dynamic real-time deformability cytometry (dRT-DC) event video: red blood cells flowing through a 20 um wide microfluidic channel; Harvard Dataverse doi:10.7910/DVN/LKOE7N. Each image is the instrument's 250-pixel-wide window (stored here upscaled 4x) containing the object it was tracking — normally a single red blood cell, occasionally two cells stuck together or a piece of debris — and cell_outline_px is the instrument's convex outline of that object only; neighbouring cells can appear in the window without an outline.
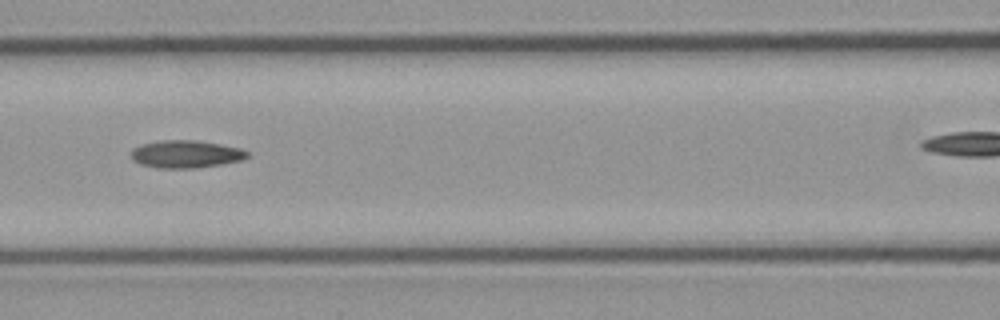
{"species": "common noctule bat (a hibernating species)", "species_latin": "Nyctalus noctula", "temperature_condition": "cold", "stored_images_in_passage": 8, "camera_frame_rate_fps": 3000, "um_per_image_px": 0.085, "animal": {"sex": "male", "body_mass_g": 23.1, "forearm_length_mm": 52.7}, "frame": {"image": 1, "passage_image": 5, "time_ms": 1.333, "image_size_px": [1000, 320], "cell_outline_px": [[248, 156], [244, 160], [196, 168], [160, 168], [140, 164], [132, 160], [132, 148], [144, 144], [160, 140], [196, 140], [220, 144], [240, 148], [248, 152]], "centroid_in_image_um": [15.81, 13.1], "position_along_channel_um": 150.8, "area_um2": 18.61}}
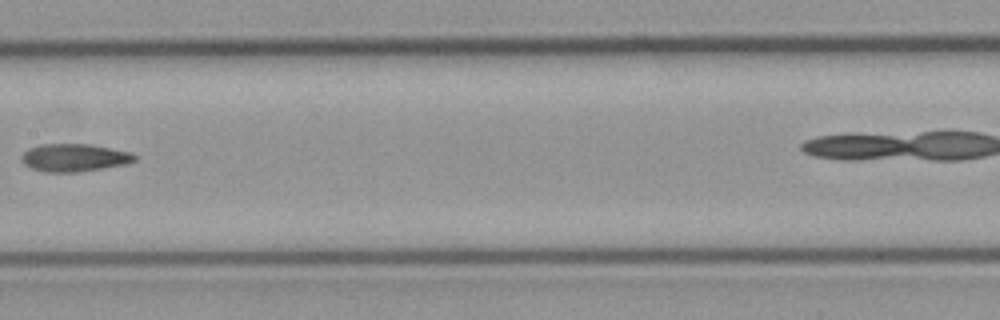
{"frame": {"image": 2, "passage_image": 6, "time_ms": 1.667, "image_size_px": [1000, 320], "cell_outline_px": [[136, 160], [128, 164], [76, 172], [44, 172], [32, 168], [24, 164], [20, 160], [20, 156], [28, 148], [40, 144], [88, 144], [132, 152], [136, 156]], "centroid_in_image_um": [6.29, 13.4], "position_along_channel_um": 201.1, "area_um2": 18.38}}
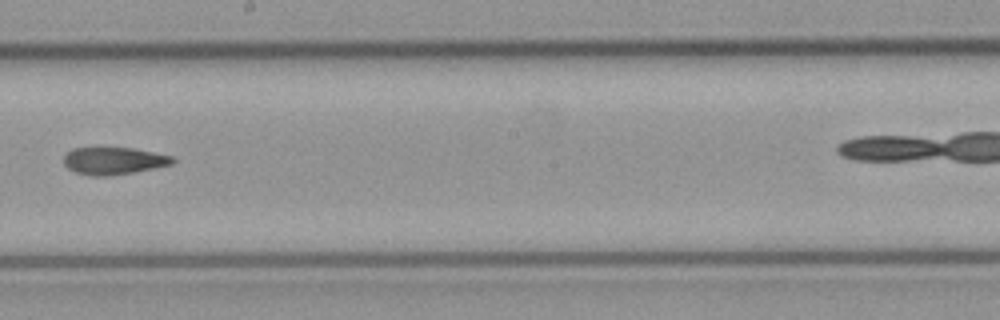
{"frame": {"image": 3, "passage_image": 7, "time_ms": 2.0, "image_size_px": [1000, 320], "cell_outline_px": [[176, 160], [172, 164], [156, 168], [108, 176], [92, 176], [76, 172], [68, 168], [64, 164], [64, 156], [72, 148], [132, 148], [172, 156]], "centroid_in_image_um": [9.67, 13.67], "position_along_channel_um": 238.5, "area_um2": 17.17}}